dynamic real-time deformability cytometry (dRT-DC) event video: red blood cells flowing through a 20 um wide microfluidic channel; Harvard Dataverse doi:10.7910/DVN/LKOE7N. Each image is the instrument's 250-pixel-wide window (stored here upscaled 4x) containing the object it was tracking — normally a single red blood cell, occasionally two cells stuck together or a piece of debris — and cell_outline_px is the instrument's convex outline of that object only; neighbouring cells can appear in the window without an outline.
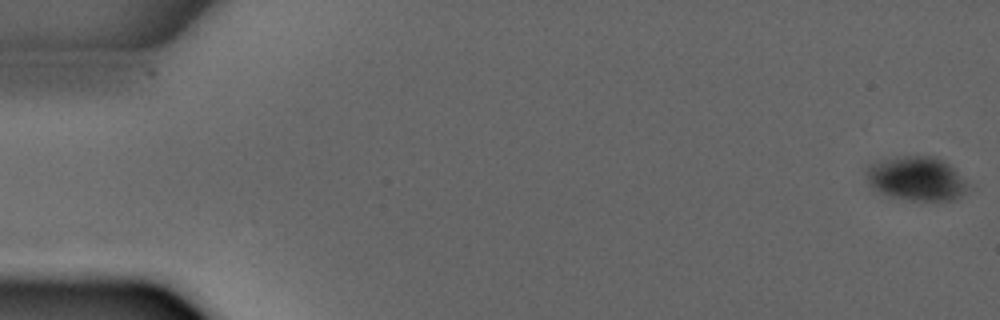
{"species": "common noctule bat (a hibernating species)", "species_latin": "Nyctalus noctula", "temperature_condition": "warm", "stored_images_in_passage": 3, "segment_of_instrument_passage": [2, 2], "camera_frame_rate_fps": 3000, "um_per_image_px": 0.085, "animal": {"sex": "male", "forearm_length_mm": 52.5}, "frame": {"image": 1, "passage_image": 3, "time_ms": 3.0, "image_size_px": [1000, 320], "cell_outline_px": [[968, 184], [964, 192], [960, 196], [952, 200], [908, 200], [892, 196], [880, 192], [872, 188], [868, 184], [864, 176], [864, 172], [868, 164], [880, 160], [896, 156], [936, 156], [944, 160]], "centroid_in_image_um": [77.81, 15.16], "position_along_channel_um": 7.2, "area_um2": 26.13}}